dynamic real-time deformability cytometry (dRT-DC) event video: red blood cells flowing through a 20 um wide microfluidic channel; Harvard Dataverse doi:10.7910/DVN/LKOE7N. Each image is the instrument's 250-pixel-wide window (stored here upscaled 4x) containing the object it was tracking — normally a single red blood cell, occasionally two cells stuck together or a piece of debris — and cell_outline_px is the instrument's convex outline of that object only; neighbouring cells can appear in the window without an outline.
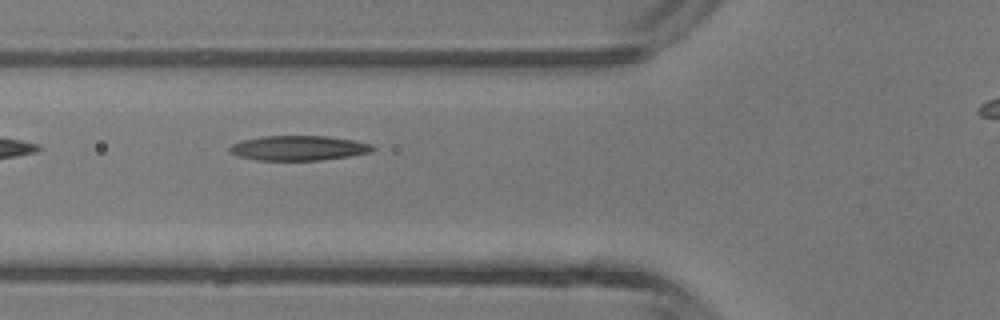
{"species": "common noctule bat (a hibernating species)", "species_latin": "Nyctalus noctula", "temperature_condition": "room temperature", "stored_images_in_passage": 5, "camera_frame_rate_fps": 3000, "um_per_image_px": 0.085, "animal": {"sex": "male", "body_mass_g": 13.3}, "frame": {"image": 1, "passage_image": 4, "time_ms": 4.667, "image_size_px": [1000, 320], "cell_outline_px": [[376, 148], [372, 152], [348, 156], [320, 160], [260, 160], [240, 156], [232, 152], [228, 148], [232, 144], [240, 140], [264, 136], [328, 136], [352, 140], [372, 144]], "centroid_in_image_um": [25.41, 12.57], "position_along_channel_um": 100.4, "area_um2": 20.52}}
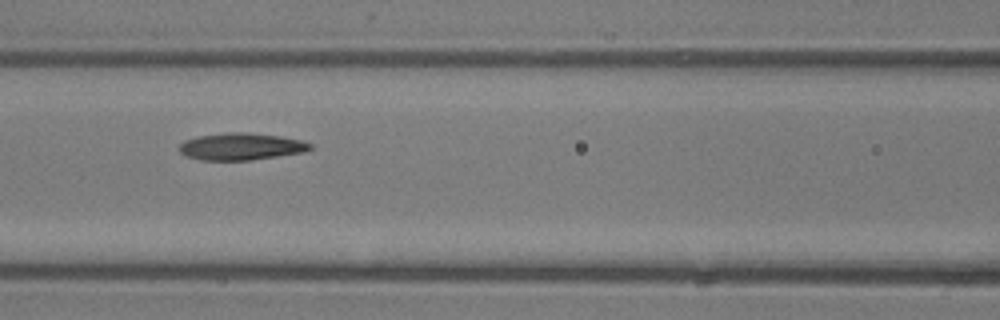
{"frame": {"image": 2, "passage_image": 5, "time_ms": 5.667, "image_size_px": [1000, 320], "cell_outline_px": [[312, 148], [304, 152], [252, 160], [200, 160], [184, 156], [180, 152], [180, 144], [184, 140], [196, 136], [224, 132], [244, 132], [280, 136], [304, 140], [312, 144]], "centroid_in_image_um": [20.48, 12.45], "position_along_channel_um": 146.1, "area_um2": 20.87}}